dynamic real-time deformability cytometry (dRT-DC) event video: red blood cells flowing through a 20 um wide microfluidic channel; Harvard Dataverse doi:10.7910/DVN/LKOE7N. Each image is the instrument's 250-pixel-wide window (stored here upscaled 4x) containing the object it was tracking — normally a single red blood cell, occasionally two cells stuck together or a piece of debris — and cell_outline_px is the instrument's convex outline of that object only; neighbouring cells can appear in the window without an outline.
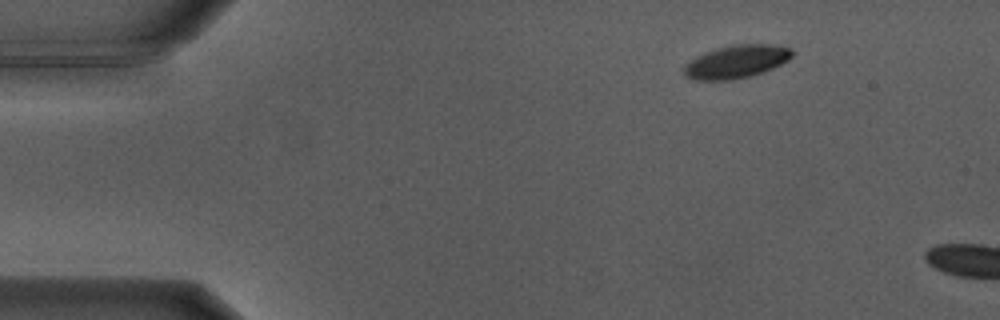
{"species": "Egyptian fruit bat (a non-hibernating species)", "species_latin": "Rousettus aegyptiacus", "temperature_condition": "warm", "stored_images_in_passage": 11, "camera_frame_rate_fps": 3000, "um_per_image_px": 0.085, "animal": {"sex": "male"}, "frame": {"image": 1, "passage_image": 1, "time_ms": 0.0, "image_size_px": [1000, 320], "cell_outline_px": [[792, 56], [788, 60], [764, 72], [752, 76], [732, 80], [696, 80], [684, 76], [684, 64], [696, 56], [704, 52], [716, 48], [732, 44], [768, 44], [792, 48]], "centroid_in_image_um": [62.56, 5.24], "position_along_channel_um": 22.4, "area_um2": 20.98}}